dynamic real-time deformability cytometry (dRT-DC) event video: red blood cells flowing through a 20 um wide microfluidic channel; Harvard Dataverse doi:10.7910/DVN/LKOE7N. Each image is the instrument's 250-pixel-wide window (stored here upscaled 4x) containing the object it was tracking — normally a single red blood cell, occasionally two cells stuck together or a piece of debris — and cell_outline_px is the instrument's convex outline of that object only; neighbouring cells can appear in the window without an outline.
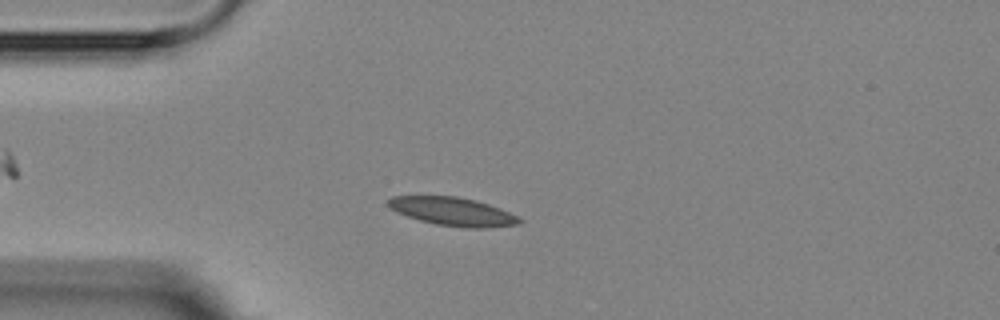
{"species": "Egyptian fruit bat (a non-hibernating species)", "species_latin": "Rousettus aegyptiacus", "temperature_condition": "room temperature", "stored_images_in_passage": 9, "camera_frame_rate_fps": 3000, "um_per_image_px": 0.085, "animal": {"sex": "female"}, "frame": {"image": 1, "passage_image": 3, "time_ms": 2.333, "image_size_px": [1000, 320], "cell_outline_px": [[524, 220], [520, 224], [488, 228], [464, 228], [436, 224], [420, 220], [396, 212], [388, 204], [388, 200], [392, 196], [456, 196], [476, 200], [500, 208]], "centroid_in_image_um": [38.52, 17.98], "position_along_channel_um": 46.5, "area_um2": 21.62}}
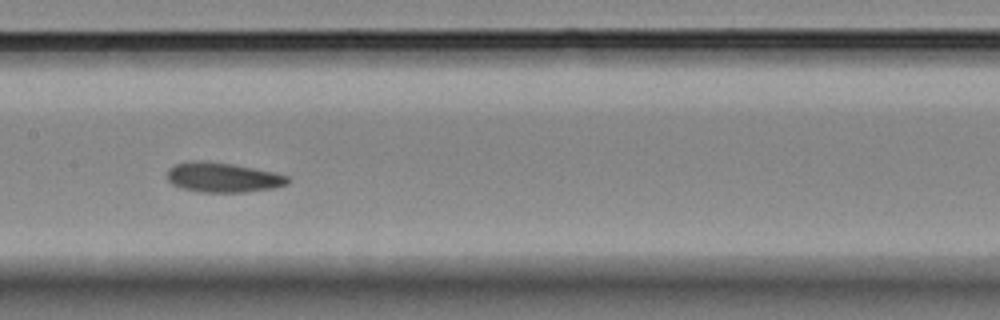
{"frame": {"image": 2, "passage_image": 7, "time_ms": 6.667, "image_size_px": [1000, 320], "cell_outline_px": [[288, 184], [272, 188], [244, 192], [196, 192], [180, 188], [172, 184], [168, 180], [168, 168], [176, 164], [188, 160], [208, 160], [232, 164], [272, 172], [288, 176]], "centroid_in_image_um": [18.88, 15.07], "position_along_channel_um": 188.5, "area_um2": 20.98}}
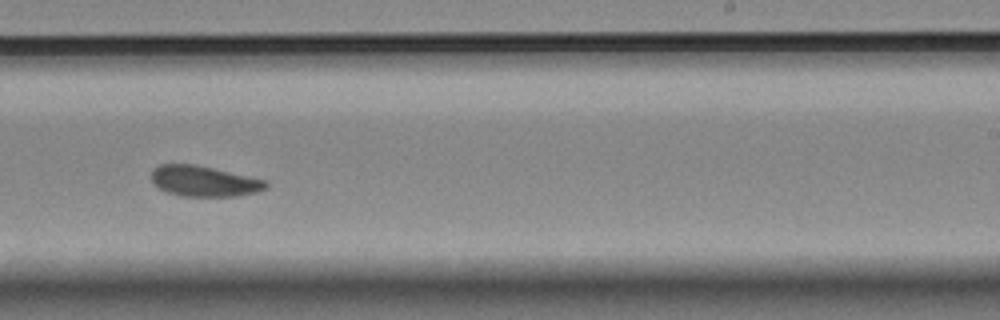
{"frame": {"image": 3, "passage_image": 9, "time_ms": 9.0, "image_size_px": [1000, 320], "cell_outline_px": [[268, 188], [256, 192], [236, 196], [180, 196], [168, 192], [152, 184], [152, 168], [160, 164], [192, 164], [212, 168], [264, 180], [268, 184]], "centroid_in_image_um": [17.3, 15.4], "position_along_channel_um": 271.7, "area_um2": 20.23}}